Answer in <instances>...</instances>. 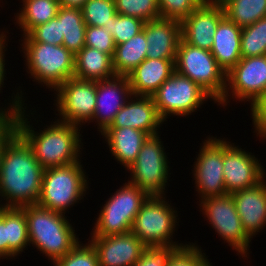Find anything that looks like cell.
Listing matches in <instances>:
<instances>
[{
  "mask_svg": "<svg viewBox=\"0 0 266 266\" xmlns=\"http://www.w3.org/2000/svg\"><path fill=\"white\" fill-rule=\"evenodd\" d=\"M44 168L33 150L16 131L5 143L0 156V207H23L37 203L41 195Z\"/></svg>",
  "mask_w": 266,
  "mask_h": 266,
  "instance_id": "cell-1",
  "label": "cell"
},
{
  "mask_svg": "<svg viewBox=\"0 0 266 266\" xmlns=\"http://www.w3.org/2000/svg\"><path fill=\"white\" fill-rule=\"evenodd\" d=\"M24 107L19 109L17 132L30 145L35 158L44 169L81 161V126L57 120L54 124L46 125L47 128L40 132H35L26 117H30L26 114V106Z\"/></svg>",
  "mask_w": 266,
  "mask_h": 266,
  "instance_id": "cell-2",
  "label": "cell"
},
{
  "mask_svg": "<svg viewBox=\"0 0 266 266\" xmlns=\"http://www.w3.org/2000/svg\"><path fill=\"white\" fill-rule=\"evenodd\" d=\"M20 208L27 218L29 244L45 254L52 263L80 242L65 214L51 211L38 203Z\"/></svg>",
  "mask_w": 266,
  "mask_h": 266,
  "instance_id": "cell-3",
  "label": "cell"
},
{
  "mask_svg": "<svg viewBox=\"0 0 266 266\" xmlns=\"http://www.w3.org/2000/svg\"><path fill=\"white\" fill-rule=\"evenodd\" d=\"M26 72L33 81L46 85L54 91L68 79L74 77V57L63 45L42 42H23Z\"/></svg>",
  "mask_w": 266,
  "mask_h": 266,
  "instance_id": "cell-4",
  "label": "cell"
},
{
  "mask_svg": "<svg viewBox=\"0 0 266 266\" xmlns=\"http://www.w3.org/2000/svg\"><path fill=\"white\" fill-rule=\"evenodd\" d=\"M85 174L80 161L44 169L41 195L37 203L51 211L66 214L69 208L86 195L88 181Z\"/></svg>",
  "mask_w": 266,
  "mask_h": 266,
  "instance_id": "cell-5",
  "label": "cell"
},
{
  "mask_svg": "<svg viewBox=\"0 0 266 266\" xmlns=\"http://www.w3.org/2000/svg\"><path fill=\"white\" fill-rule=\"evenodd\" d=\"M165 200V196H149L133 221L131 232L146 247L187 245L172 240L179 218L174 207Z\"/></svg>",
  "mask_w": 266,
  "mask_h": 266,
  "instance_id": "cell-6",
  "label": "cell"
},
{
  "mask_svg": "<svg viewBox=\"0 0 266 266\" xmlns=\"http://www.w3.org/2000/svg\"><path fill=\"white\" fill-rule=\"evenodd\" d=\"M101 207L90 237L125 234L149 195L138 186L125 182Z\"/></svg>",
  "mask_w": 266,
  "mask_h": 266,
  "instance_id": "cell-7",
  "label": "cell"
},
{
  "mask_svg": "<svg viewBox=\"0 0 266 266\" xmlns=\"http://www.w3.org/2000/svg\"><path fill=\"white\" fill-rule=\"evenodd\" d=\"M175 71L198 84L215 103L222 99L227 87L226 74L209 50L194 47L180 39Z\"/></svg>",
  "mask_w": 266,
  "mask_h": 266,
  "instance_id": "cell-8",
  "label": "cell"
},
{
  "mask_svg": "<svg viewBox=\"0 0 266 266\" xmlns=\"http://www.w3.org/2000/svg\"><path fill=\"white\" fill-rule=\"evenodd\" d=\"M159 136V134L148 136L138 157L127 168L131 172L128 182L138 186L149 196H165V187L171 169Z\"/></svg>",
  "mask_w": 266,
  "mask_h": 266,
  "instance_id": "cell-9",
  "label": "cell"
},
{
  "mask_svg": "<svg viewBox=\"0 0 266 266\" xmlns=\"http://www.w3.org/2000/svg\"><path fill=\"white\" fill-rule=\"evenodd\" d=\"M159 117L165 122L168 116H188L196 112L206 99L212 97L198 84L176 71L151 96Z\"/></svg>",
  "mask_w": 266,
  "mask_h": 266,
  "instance_id": "cell-10",
  "label": "cell"
},
{
  "mask_svg": "<svg viewBox=\"0 0 266 266\" xmlns=\"http://www.w3.org/2000/svg\"><path fill=\"white\" fill-rule=\"evenodd\" d=\"M200 201L204 217L224 242L237 251L240 256L247 257L251 239L244 232L241 219L236 211L232 194L205 198Z\"/></svg>",
  "mask_w": 266,
  "mask_h": 266,
  "instance_id": "cell-11",
  "label": "cell"
},
{
  "mask_svg": "<svg viewBox=\"0 0 266 266\" xmlns=\"http://www.w3.org/2000/svg\"><path fill=\"white\" fill-rule=\"evenodd\" d=\"M226 86L218 105L226 107L231 95L238 101L246 100L252 105L266 93V55L241 58L226 74Z\"/></svg>",
  "mask_w": 266,
  "mask_h": 266,
  "instance_id": "cell-12",
  "label": "cell"
},
{
  "mask_svg": "<svg viewBox=\"0 0 266 266\" xmlns=\"http://www.w3.org/2000/svg\"><path fill=\"white\" fill-rule=\"evenodd\" d=\"M55 91L54 105L60 116L57 120L80 126L93 118L96 106V81L73 77Z\"/></svg>",
  "mask_w": 266,
  "mask_h": 266,
  "instance_id": "cell-13",
  "label": "cell"
},
{
  "mask_svg": "<svg viewBox=\"0 0 266 266\" xmlns=\"http://www.w3.org/2000/svg\"><path fill=\"white\" fill-rule=\"evenodd\" d=\"M208 137L194 163V180L200 200L226 194L223 175L224 138Z\"/></svg>",
  "mask_w": 266,
  "mask_h": 266,
  "instance_id": "cell-14",
  "label": "cell"
},
{
  "mask_svg": "<svg viewBox=\"0 0 266 266\" xmlns=\"http://www.w3.org/2000/svg\"><path fill=\"white\" fill-rule=\"evenodd\" d=\"M251 154L224 139L223 175L226 194L254 187L266 179L264 167Z\"/></svg>",
  "mask_w": 266,
  "mask_h": 266,
  "instance_id": "cell-15",
  "label": "cell"
},
{
  "mask_svg": "<svg viewBox=\"0 0 266 266\" xmlns=\"http://www.w3.org/2000/svg\"><path fill=\"white\" fill-rule=\"evenodd\" d=\"M225 16L222 4L202 2L187 18L181 21V39L201 49L211 51L213 36L219 21Z\"/></svg>",
  "mask_w": 266,
  "mask_h": 266,
  "instance_id": "cell-16",
  "label": "cell"
},
{
  "mask_svg": "<svg viewBox=\"0 0 266 266\" xmlns=\"http://www.w3.org/2000/svg\"><path fill=\"white\" fill-rule=\"evenodd\" d=\"M132 96L127 76L115 75L112 78L96 81V106L93 118L88 122H97L100 133L113 122L117 112Z\"/></svg>",
  "mask_w": 266,
  "mask_h": 266,
  "instance_id": "cell-17",
  "label": "cell"
},
{
  "mask_svg": "<svg viewBox=\"0 0 266 266\" xmlns=\"http://www.w3.org/2000/svg\"><path fill=\"white\" fill-rule=\"evenodd\" d=\"M99 266H133L146 246L131 231L125 234L91 237Z\"/></svg>",
  "mask_w": 266,
  "mask_h": 266,
  "instance_id": "cell-18",
  "label": "cell"
},
{
  "mask_svg": "<svg viewBox=\"0 0 266 266\" xmlns=\"http://www.w3.org/2000/svg\"><path fill=\"white\" fill-rule=\"evenodd\" d=\"M163 122L151 96L132 95L109 127H131L152 136L159 134Z\"/></svg>",
  "mask_w": 266,
  "mask_h": 266,
  "instance_id": "cell-19",
  "label": "cell"
},
{
  "mask_svg": "<svg viewBox=\"0 0 266 266\" xmlns=\"http://www.w3.org/2000/svg\"><path fill=\"white\" fill-rule=\"evenodd\" d=\"M232 196L243 230L252 240L266 226V180Z\"/></svg>",
  "mask_w": 266,
  "mask_h": 266,
  "instance_id": "cell-20",
  "label": "cell"
},
{
  "mask_svg": "<svg viewBox=\"0 0 266 266\" xmlns=\"http://www.w3.org/2000/svg\"><path fill=\"white\" fill-rule=\"evenodd\" d=\"M147 43V58L176 60L181 39V23L159 18L144 23L142 28Z\"/></svg>",
  "mask_w": 266,
  "mask_h": 266,
  "instance_id": "cell-21",
  "label": "cell"
},
{
  "mask_svg": "<svg viewBox=\"0 0 266 266\" xmlns=\"http://www.w3.org/2000/svg\"><path fill=\"white\" fill-rule=\"evenodd\" d=\"M28 245L30 246L25 212L17 207H0V259H12Z\"/></svg>",
  "mask_w": 266,
  "mask_h": 266,
  "instance_id": "cell-22",
  "label": "cell"
},
{
  "mask_svg": "<svg viewBox=\"0 0 266 266\" xmlns=\"http://www.w3.org/2000/svg\"><path fill=\"white\" fill-rule=\"evenodd\" d=\"M175 61L155 58L143 60L127 75L132 95L152 96L175 72Z\"/></svg>",
  "mask_w": 266,
  "mask_h": 266,
  "instance_id": "cell-23",
  "label": "cell"
},
{
  "mask_svg": "<svg viewBox=\"0 0 266 266\" xmlns=\"http://www.w3.org/2000/svg\"><path fill=\"white\" fill-rule=\"evenodd\" d=\"M241 31V27L224 16L219 21L216 32L214 33V43L210 52L225 74L242 58L240 48Z\"/></svg>",
  "mask_w": 266,
  "mask_h": 266,
  "instance_id": "cell-24",
  "label": "cell"
},
{
  "mask_svg": "<svg viewBox=\"0 0 266 266\" xmlns=\"http://www.w3.org/2000/svg\"><path fill=\"white\" fill-rule=\"evenodd\" d=\"M108 144L109 151L118 163L129 168L148 138V134L131 127H108L101 133Z\"/></svg>",
  "mask_w": 266,
  "mask_h": 266,
  "instance_id": "cell-25",
  "label": "cell"
},
{
  "mask_svg": "<svg viewBox=\"0 0 266 266\" xmlns=\"http://www.w3.org/2000/svg\"><path fill=\"white\" fill-rule=\"evenodd\" d=\"M115 75L109 54L84 46L74 57V78L99 81Z\"/></svg>",
  "mask_w": 266,
  "mask_h": 266,
  "instance_id": "cell-26",
  "label": "cell"
},
{
  "mask_svg": "<svg viewBox=\"0 0 266 266\" xmlns=\"http://www.w3.org/2000/svg\"><path fill=\"white\" fill-rule=\"evenodd\" d=\"M147 43L144 31L129 39L127 42L116 45L112 57V65L116 75L127 76L143 60L147 58Z\"/></svg>",
  "mask_w": 266,
  "mask_h": 266,
  "instance_id": "cell-27",
  "label": "cell"
},
{
  "mask_svg": "<svg viewBox=\"0 0 266 266\" xmlns=\"http://www.w3.org/2000/svg\"><path fill=\"white\" fill-rule=\"evenodd\" d=\"M56 18L60 21L63 46L76 55L85 46L86 24L80 8L60 6Z\"/></svg>",
  "mask_w": 266,
  "mask_h": 266,
  "instance_id": "cell-28",
  "label": "cell"
},
{
  "mask_svg": "<svg viewBox=\"0 0 266 266\" xmlns=\"http://www.w3.org/2000/svg\"><path fill=\"white\" fill-rule=\"evenodd\" d=\"M23 7L16 13L15 23L27 35L39 24L47 23L57 16L59 0H22Z\"/></svg>",
  "mask_w": 266,
  "mask_h": 266,
  "instance_id": "cell-29",
  "label": "cell"
},
{
  "mask_svg": "<svg viewBox=\"0 0 266 266\" xmlns=\"http://www.w3.org/2000/svg\"><path fill=\"white\" fill-rule=\"evenodd\" d=\"M222 6L225 16L241 28L266 16V0H226Z\"/></svg>",
  "mask_w": 266,
  "mask_h": 266,
  "instance_id": "cell-30",
  "label": "cell"
},
{
  "mask_svg": "<svg viewBox=\"0 0 266 266\" xmlns=\"http://www.w3.org/2000/svg\"><path fill=\"white\" fill-rule=\"evenodd\" d=\"M242 58L266 55V16L241 31Z\"/></svg>",
  "mask_w": 266,
  "mask_h": 266,
  "instance_id": "cell-31",
  "label": "cell"
},
{
  "mask_svg": "<svg viewBox=\"0 0 266 266\" xmlns=\"http://www.w3.org/2000/svg\"><path fill=\"white\" fill-rule=\"evenodd\" d=\"M86 26H108L117 13L114 0H87L81 8Z\"/></svg>",
  "mask_w": 266,
  "mask_h": 266,
  "instance_id": "cell-32",
  "label": "cell"
},
{
  "mask_svg": "<svg viewBox=\"0 0 266 266\" xmlns=\"http://www.w3.org/2000/svg\"><path fill=\"white\" fill-rule=\"evenodd\" d=\"M116 12L144 22L161 18L158 0H114Z\"/></svg>",
  "mask_w": 266,
  "mask_h": 266,
  "instance_id": "cell-33",
  "label": "cell"
},
{
  "mask_svg": "<svg viewBox=\"0 0 266 266\" xmlns=\"http://www.w3.org/2000/svg\"><path fill=\"white\" fill-rule=\"evenodd\" d=\"M144 23L138 18L116 13L111 23L104 27L112 34L115 45H119L141 32Z\"/></svg>",
  "mask_w": 266,
  "mask_h": 266,
  "instance_id": "cell-34",
  "label": "cell"
},
{
  "mask_svg": "<svg viewBox=\"0 0 266 266\" xmlns=\"http://www.w3.org/2000/svg\"><path fill=\"white\" fill-rule=\"evenodd\" d=\"M20 94V95H19ZM22 91L14 94L11 103H8L10 107L6 109L0 110V156L5 146V143L13 136V134L17 131V120L19 116V109L24 106V102L22 97Z\"/></svg>",
  "mask_w": 266,
  "mask_h": 266,
  "instance_id": "cell-35",
  "label": "cell"
},
{
  "mask_svg": "<svg viewBox=\"0 0 266 266\" xmlns=\"http://www.w3.org/2000/svg\"><path fill=\"white\" fill-rule=\"evenodd\" d=\"M79 243L52 264L54 266H99L98 256L92 244L89 241L85 245Z\"/></svg>",
  "mask_w": 266,
  "mask_h": 266,
  "instance_id": "cell-36",
  "label": "cell"
},
{
  "mask_svg": "<svg viewBox=\"0 0 266 266\" xmlns=\"http://www.w3.org/2000/svg\"><path fill=\"white\" fill-rule=\"evenodd\" d=\"M60 21L55 17L47 23L34 27L27 35L23 36V42H42L51 45H63Z\"/></svg>",
  "mask_w": 266,
  "mask_h": 266,
  "instance_id": "cell-37",
  "label": "cell"
},
{
  "mask_svg": "<svg viewBox=\"0 0 266 266\" xmlns=\"http://www.w3.org/2000/svg\"><path fill=\"white\" fill-rule=\"evenodd\" d=\"M207 258L196 243H188L172 254L167 266H212Z\"/></svg>",
  "mask_w": 266,
  "mask_h": 266,
  "instance_id": "cell-38",
  "label": "cell"
},
{
  "mask_svg": "<svg viewBox=\"0 0 266 266\" xmlns=\"http://www.w3.org/2000/svg\"><path fill=\"white\" fill-rule=\"evenodd\" d=\"M202 2V0H158V7L161 18L181 22Z\"/></svg>",
  "mask_w": 266,
  "mask_h": 266,
  "instance_id": "cell-39",
  "label": "cell"
},
{
  "mask_svg": "<svg viewBox=\"0 0 266 266\" xmlns=\"http://www.w3.org/2000/svg\"><path fill=\"white\" fill-rule=\"evenodd\" d=\"M85 46L93 47L111 57H113L116 47L112 34L104 26H86Z\"/></svg>",
  "mask_w": 266,
  "mask_h": 266,
  "instance_id": "cell-40",
  "label": "cell"
},
{
  "mask_svg": "<svg viewBox=\"0 0 266 266\" xmlns=\"http://www.w3.org/2000/svg\"><path fill=\"white\" fill-rule=\"evenodd\" d=\"M178 248L180 246L146 247L133 266H167L170 257Z\"/></svg>",
  "mask_w": 266,
  "mask_h": 266,
  "instance_id": "cell-41",
  "label": "cell"
},
{
  "mask_svg": "<svg viewBox=\"0 0 266 266\" xmlns=\"http://www.w3.org/2000/svg\"><path fill=\"white\" fill-rule=\"evenodd\" d=\"M251 118L257 136L266 138V93L260 96L251 106Z\"/></svg>",
  "mask_w": 266,
  "mask_h": 266,
  "instance_id": "cell-42",
  "label": "cell"
},
{
  "mask_svg": "<svg viewBox=\"0 0 266 266\" xmlns=\"http://www.w3.org/2000/svg\"><path fill=\"white\" fill-rule=\"evenodd\" d=\"M6 37H7V35L4 34V32H2L0 34V92H1V88L4 86L3 85L4 84V79L6 77V75H5L6 73L5 72L7 70V69H5L6 63H5V58H4L5 57L4 53L6 51V46H7ZM1 109H4V108L0 107V110Z\"/></svg>",
  "mask_w": 266,
  "mask_h": 266,
  "instance_id": "cell-43",
  "label": "cell"
},
{
  "mask_svg": "<svg viewBox=\"0 0 266 266\" xmlns=\"http://www.w3.org/2000/svg\"><path fill=\"white\" fill-rule=\"evenodd\" d=\"M87 0H59L60 6L72 7V8H82Z\"/></svg>",
  "mask_w": 266,
  "mask_h": 266,
  "instance_id": "cell-44",
  "label": "cell"
},
{
  "mask_svg": "<svg viewBox=\"0 0 266 266\" xmlns=\"http://www.w3.org/2000/svg\"><path fill=\"white\" fill-rule=\"evenodd\" d=\"M203 2H217L218 0H202Z\"/></svg>",
  "mask_w": 266,
  "mask_h": 266,
  "instance_id": "cell-45",
  "label": "cell"
},
{
  "mask_svg": "<svg viewBox=\"0 0 266 266\" xmlns=\"http://www.w3.org/2000/svg\"><path fill=\"white\" fill-rule=\"evenodd\" d=\"M226 0H218L217 2L223 4Z\"/></svg>",
  "mask_w": 266,
  "mask_h": 266,
  "instance_id": "cell-46",
  "label": "cell"
}]
</instances>
